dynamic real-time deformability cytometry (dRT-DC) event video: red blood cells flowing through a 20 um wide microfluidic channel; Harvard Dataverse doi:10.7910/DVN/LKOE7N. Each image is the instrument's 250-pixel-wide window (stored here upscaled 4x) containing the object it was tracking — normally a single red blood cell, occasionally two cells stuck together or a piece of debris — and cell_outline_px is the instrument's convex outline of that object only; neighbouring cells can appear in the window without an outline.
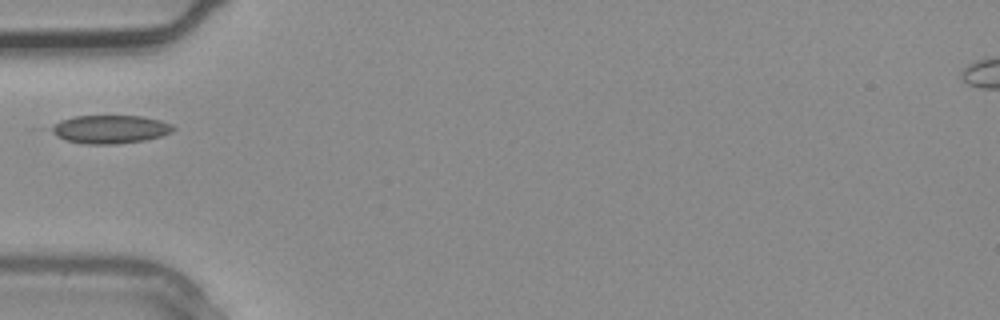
{"species": "common noctule bat (a hibernating species)", "species_latin": "Nyctalus noctula", "temperature_condition": "warm", "stored_images_in_passage": 2, "camera_frame_rate_fps": 3000, "um_per_image_px": 0.085, "animal": {"sex": "male", "body_mass_g": 20.4}, "frame": {"image": 1, "passage_image": 2, "time_ms": 0.333, "image_size_px": [1000, 320], "cell_outline_px": [[176, 128], [172, 132], [160, 136], [144, 140], [116, 144], [84, 144], [64, 140], [56, 136], [48, 128], [52, 124], [60, 120], [76, 116], [144, 116], [160, 120], [172, 124]], "centroid_in_image_um": [9.33, 10.98], "position_along_channel_um": 75.7, "area_um2": 20.29}}